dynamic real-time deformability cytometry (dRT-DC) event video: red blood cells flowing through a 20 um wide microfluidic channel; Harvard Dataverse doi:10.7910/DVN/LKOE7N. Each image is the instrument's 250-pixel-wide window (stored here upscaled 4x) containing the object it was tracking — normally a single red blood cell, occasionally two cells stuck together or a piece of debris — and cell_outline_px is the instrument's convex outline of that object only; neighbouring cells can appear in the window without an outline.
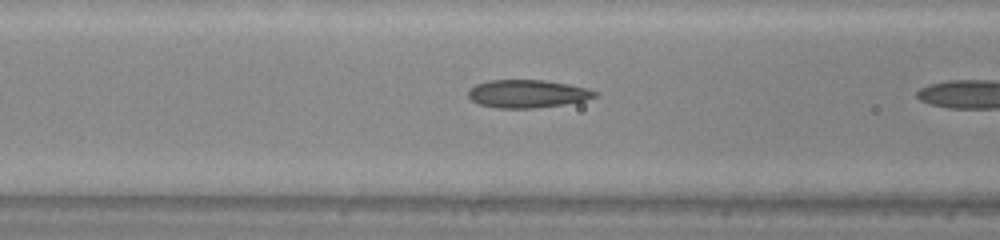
{"species": "common noctule bat (a hibernating species)", "species_latin": "Nyctalus noctula", "temperature_condition": "warm", "stored_images_in_passage": 15, "camera_frame_rate_fps": 3000, "um_per_image_px": 0.085, "animal": {"sex": "male", "body_mass_g": 20.0, "forearm_length_mm": 53.3}, "frame": {"image": 1, "passage_image": 13, "time_ms": 4.0, "image_size_px": [1000, 240], "cell_outline_px": [[596, 96], [584, 100], [564, 104], [536, 108], [500, 108], [480, 104], [472, 100], [468, 96], [468, 92], [476, 84], [488, 80], [544, 80], [568, 84], [588, 88], [596, 92]], "centroid_in_image_um": [44.82, 7.96], "position_along_channel_um": 121.8, "area_um2": 20.4}}